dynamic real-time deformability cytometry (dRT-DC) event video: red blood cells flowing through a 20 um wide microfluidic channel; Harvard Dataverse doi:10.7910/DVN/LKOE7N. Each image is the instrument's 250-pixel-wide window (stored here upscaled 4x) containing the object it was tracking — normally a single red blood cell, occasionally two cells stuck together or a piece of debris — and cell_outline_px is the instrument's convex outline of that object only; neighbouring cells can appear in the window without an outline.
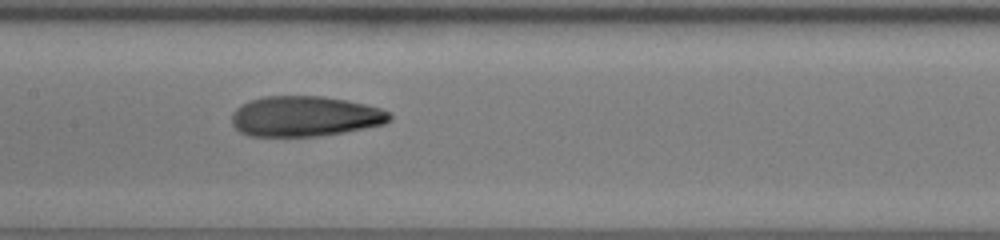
{"species": "human", "species_latin": "Homo sapiens", "temperature_condition": "room temperature", "stored_images_in_passage": 45, "camera_frame_rate_fps": 3000, "um_per_image_px": 0.085, "donor": {"sex": "female"}, "frame": {"image": 1, "passage_image": 37, "time_ms": 12.0, "image_size_px": [1000, 240], "cell_outline_px": [[392, 120], [384, 124], [344, 132], [316, 136], [248, 136], [240, 132], [232, 124], [232, 112], [236, 108], [252, 100], [264, 96], [320, 96], [344, 100], [364, 104], [380, 108], [392, 112]], "centroid_in_image_um": [25.93, 9.89], "position_along_channel_um": 181.5, "area_um2": 37.05}}